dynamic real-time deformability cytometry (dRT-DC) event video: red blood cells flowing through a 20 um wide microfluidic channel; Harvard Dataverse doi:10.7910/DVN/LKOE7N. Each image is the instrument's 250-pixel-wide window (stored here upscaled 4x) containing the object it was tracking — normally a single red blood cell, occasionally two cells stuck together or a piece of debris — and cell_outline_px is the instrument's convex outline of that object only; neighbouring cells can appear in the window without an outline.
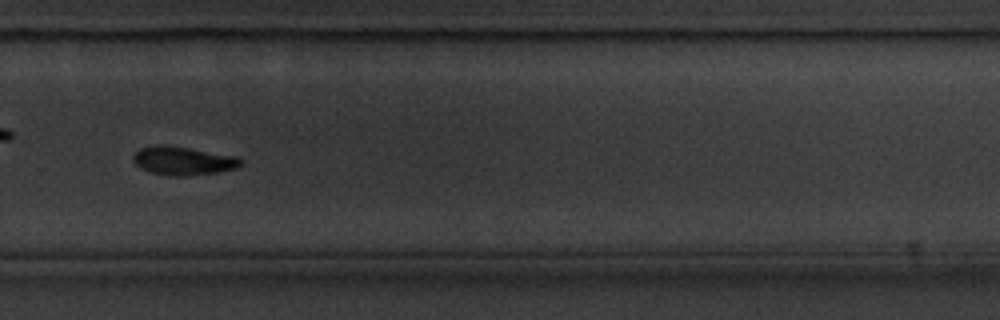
{"species": "common noctule bat (a hibernating species)", "species_latin": "Nyctalus noctula", "temperature_condition": "cold", "stored_images_in_passage": 43, "camera_frame_rate_fps": 3000, "um_per_image_px": 0.085, "animal": {"sex": "male", "body_mass_g": 20.1, "forearm_length_mm": 53.5}, "frame": {"image": 1, "passage_image": 25, "time_ms": 8.0, "image_size_px": [1000, 320], "cell_outline_px": [[244, 160], [236, 168], [216, 172], [184, 176], [180, 176], [152, 172], [140, 168], [132, 160], [132, 156], [140, 148], [156, 144], [160, 144], [188, 148], [240, 156]], "centroid_in_image_um": [15.58, 13.64], "position_along_channel_um": 314.2, "area_um2": 17.74}}
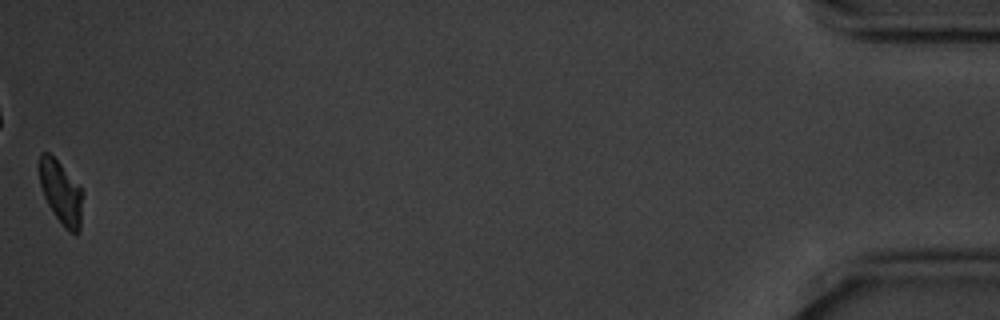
{"frame": {"image": 2, "passage_image": 43, "time_ms": 14.0, "image_size_px": [1000, 320], "cell_outline_px": [[84, 192], [80, 228], [76, 236], [68, 232], [64, 228], [48, 204], [44, 196], [40, 184], [40, 152], [48, 152], [80, 184]], "centroid_in_image_um": [5.24, 16.4], "position_along_channel_um": 430.0, "area_um2": 16.13}, "authors_computed_cell_mechanics": {"area_um2": 17.9758, "velocity_mm_per_s": 3.5148, "shape_relaxation_time_tau1_ms": 1.4504, "shape_relaxation_time_tau2_ms": null, "deformation_change_tau1": 0.0977, "deformation_change_tau2": null}}